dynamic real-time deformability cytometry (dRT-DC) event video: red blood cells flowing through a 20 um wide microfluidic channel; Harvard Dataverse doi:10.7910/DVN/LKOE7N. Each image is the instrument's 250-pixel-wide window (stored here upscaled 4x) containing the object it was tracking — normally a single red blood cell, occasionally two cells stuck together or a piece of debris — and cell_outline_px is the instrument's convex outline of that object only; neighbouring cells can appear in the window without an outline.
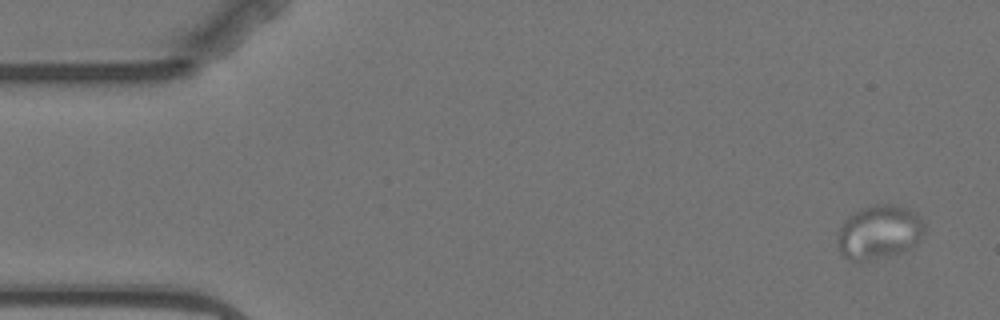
{"species": "Egyptian fruit bat (a non-hibernating species)", "species_latin": "Rousettus aegyptiacus", "temperature_condition": "warm", "stored_images_in_passage": 5, "camera_frame_rate_fps": 3000, "um_per_image_px": 0.085, "animal": {"sex": "female"}, "frame": {"image": 1, "passage_image": 1, "time_ms": 0.0, "image_size_px": [1000, 320], "cell_outline_px": [[924, 236], [912, 248], [864, 260], [852, 260], [844, 256], [840, 252], [836, 240], [836, 232], [848, 216], [864, 208], [876, 204], [896, 204], [908, 208], [916, 212], [924, 224]], "centroid_in_image_um": [74.73, 19.69], "position_along_channel_um": 10.3, "area_um2": 27.11}}
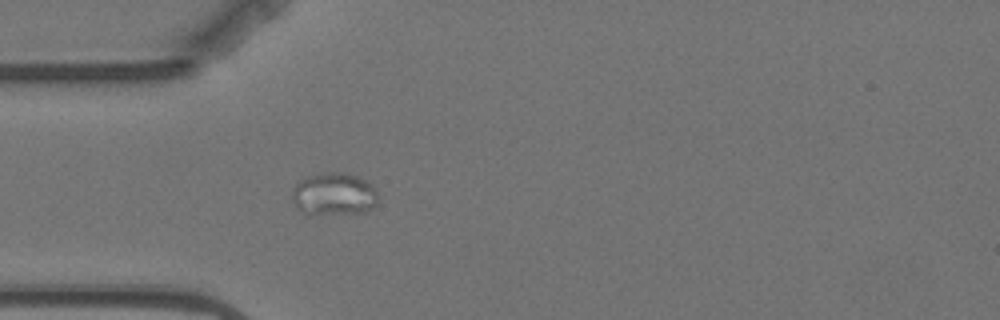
{"frame": {"image": 2, "passage_image": 5, "time_ms": 5.0, "image_size_px": [1000, 320], "cell_outline_px": [[376, 204], [364, 212], [300, 212], [296, 208], [292, 200], [292, 188], [300, 180], [308, 176], [328, 172], [344, 172], [356, 176], [372, 184], [376, 192]], "centroid_in_image_um": [28.35, 16.46], "position_along_channel_um": 56.6, "area_um2": 20.75}}